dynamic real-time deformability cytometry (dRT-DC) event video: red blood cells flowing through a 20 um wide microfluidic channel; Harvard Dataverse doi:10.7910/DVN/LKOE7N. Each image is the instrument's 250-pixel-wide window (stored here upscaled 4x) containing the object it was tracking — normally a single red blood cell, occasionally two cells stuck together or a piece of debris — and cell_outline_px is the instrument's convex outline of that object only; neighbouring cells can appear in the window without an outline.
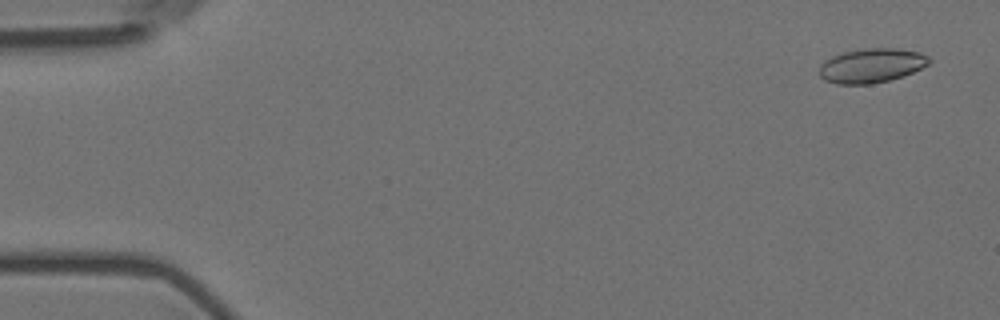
{"species": "Egyptian fruit bat (a non-hibernating species)", "species_latin": "Rousettus aegyptiacus", "temperature_condition": "room temperature", "stored_images_in_passage": 4, "camera_frame_rate_fps": 3000, "um_per_image_px": 0.085, "animal": {"sex": "female"}, "frame": {"image": 1, "passage_image": 1, "time_ms": 0.0, "image_size_px": [1000, 320], "cell_outline_px": [[932, 60], [928, 64], [904, 76], [872, 84], [836, 84], [824, 80], [820, 76], [820, 64], [824, 60], [832, 56], [844, 52], [868, 48], [896, 48], [920, 52], [928, 56]], "centroid_in_image_um": [74.07, 5.57], "position_along_channel_um": 10.9, "area_um2": 21.96}}